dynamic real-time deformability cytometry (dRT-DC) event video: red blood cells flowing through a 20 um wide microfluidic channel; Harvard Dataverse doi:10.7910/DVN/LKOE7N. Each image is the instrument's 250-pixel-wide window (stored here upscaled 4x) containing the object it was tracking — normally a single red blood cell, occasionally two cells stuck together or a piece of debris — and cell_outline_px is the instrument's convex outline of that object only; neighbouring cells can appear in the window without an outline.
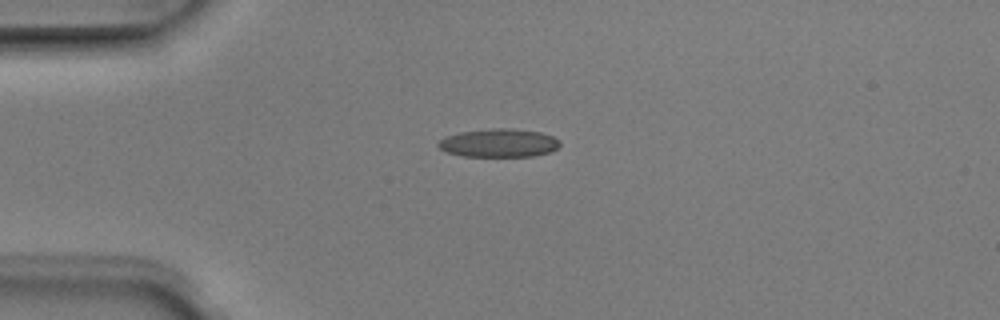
{"species": "Egyptian fruit bat (a non-hibernating species)", "species_latin": "Rousettus aegyptiacus", "temperature_condition": "room temperature", "stored_images_in_passage": 5, "camera_frame_rate_fps": 3000, "um_per_image_px": 0.085, "animal": {"sex": "male"}, "frame": {"image": 1, "passage_image": 2, "time_ms": 0.333, "image_size_px": [1000, 320], "cell_outline_px": [[560, 144], [556, 148], [548, 152], [532, 156], [460, 156], [444, 152], [436, 144], [444, 136], [460, 132], [492, 128], [512, 128], [540, 132], [552, 136], [560, 140]], "centroid_in_image_um": [42.35, 12.15], "position_along_channel_um": 42.6, "area_um2": 20.17}}
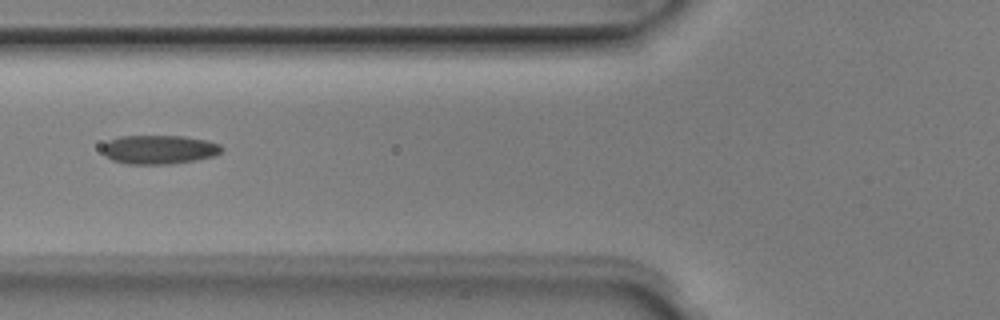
{"frame": {"image": 2, "passage_image": 4, "time_ms": 1.0, "image_size_px": [1000, 320], "cell_outline_px": [[224, 148], [220, 152], [212, 156], [196, 160], [168, 164], [128, 164], [112, 160], [104, 156], [100, 148], [108, 140], [120, 136], [184, 136], [208, 140], [220, 144]], "centroid_in_image_um": [13.49, 12.7], "position_along_channel_um": 112.3, "area_um2": 20.29}}
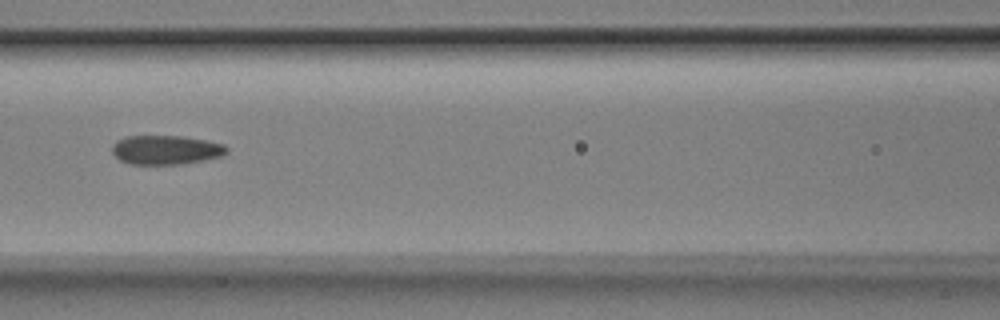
{"frame": {"image": 3, "passage_image": 5, "time_ms": 1.333, "image_size_px": [1000, 320], "cell_outline_px": [[228, 152], [220, 156], [204, 160], [180, 164], [132, 164], [120, 160], [112, 152], [112, 144], [116, 140], [124, 136], [180, 136], [204, 140], [224, 144], [228, 148]], "centroid_in_image_um": [14.08, 12.73], "position_along_channel_um": 152.5, "area_um2": 19.42}}